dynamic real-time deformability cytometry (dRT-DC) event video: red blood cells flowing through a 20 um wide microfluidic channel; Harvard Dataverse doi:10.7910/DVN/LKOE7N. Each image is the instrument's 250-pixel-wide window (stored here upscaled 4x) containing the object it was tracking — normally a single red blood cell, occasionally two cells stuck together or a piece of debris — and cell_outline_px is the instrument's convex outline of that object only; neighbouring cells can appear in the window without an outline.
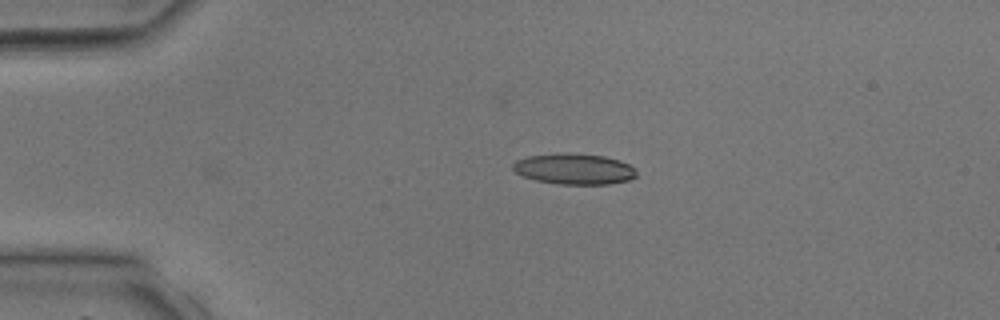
{"species": "common noctule bat (a hibernating species)", "species_latin": "Nyctalus noctula", "temperature_condition": "room temperature", "stored_images_in_passage": 31, "camera_frame_rate_fps": 3000, "um_per_image_px": 0.085, "animal": {"sex": "male", "body_mass_g": 17.9, "forearm_length_mm": 54.2}, "frame": {"image": 1, "passage_image": 1, "time_ms": 0.0, "image_size_px": [1000, 320], "cell_outline_px": [[636, 176], [628, 180], [608, 184], [560, 184], [536, 180], [524, 176], [516, 172], [512, 168], [512, 164], [516, 160], [528, 156], [604, 156], [620, 160], [636, 168]], "centroid_in_image_um": [48.85, 14.41], "position_along_channel_um": 36.2, "area_um2": 21.1}}
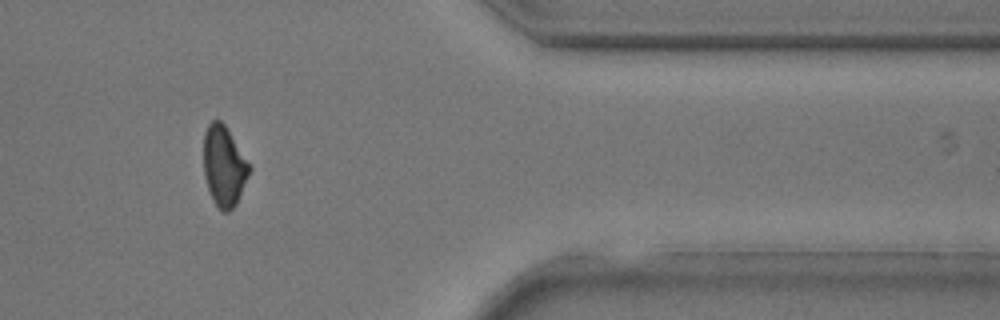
{"frame": {"image": 2, "passage_image": 25, "time_ms": 8.0, "image_size_px": [1000, 320], "cell_outline_px": [[252, 168], [236, 204], [228, 212], [224, 212], [216, 204], [208, 188], [204, 176], [204, 132], [208, 124], [212, 120], [220, 120], [224, 124]], "centroid_in_image_um": [19.04, 14.1], "position_along_channel_um": 392.4, "area_um2": 21.04}}
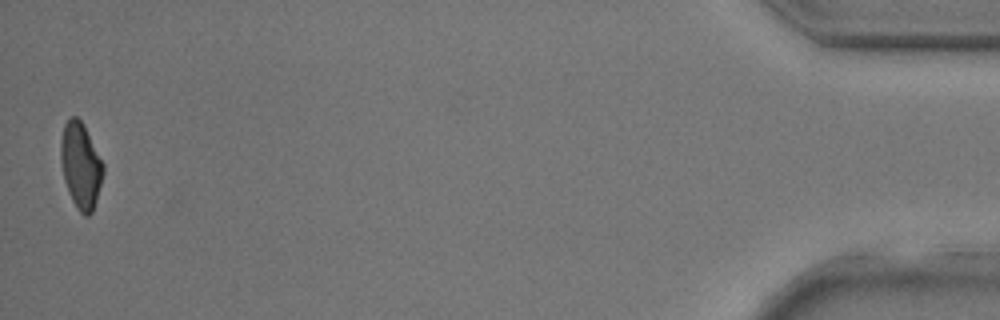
{"frame": {"image": 3, "passage_image": 31, "time_ms": 10.0, "image_size_px": [1000, 320], "cell_outline_px": [[104, 172], [96, 200], [92, 212], [88, 216], [84, 216], [76, 208], [68, 192], [64, 180], [60, 160], [60, 144], [64, 124], [72, 116], [76, 116], [84, 124], [104, 164]], "centroid_in_image_um": [6.85, 14.07], "position_along_channel_um": 428.3, "area_um2": 21.33}}